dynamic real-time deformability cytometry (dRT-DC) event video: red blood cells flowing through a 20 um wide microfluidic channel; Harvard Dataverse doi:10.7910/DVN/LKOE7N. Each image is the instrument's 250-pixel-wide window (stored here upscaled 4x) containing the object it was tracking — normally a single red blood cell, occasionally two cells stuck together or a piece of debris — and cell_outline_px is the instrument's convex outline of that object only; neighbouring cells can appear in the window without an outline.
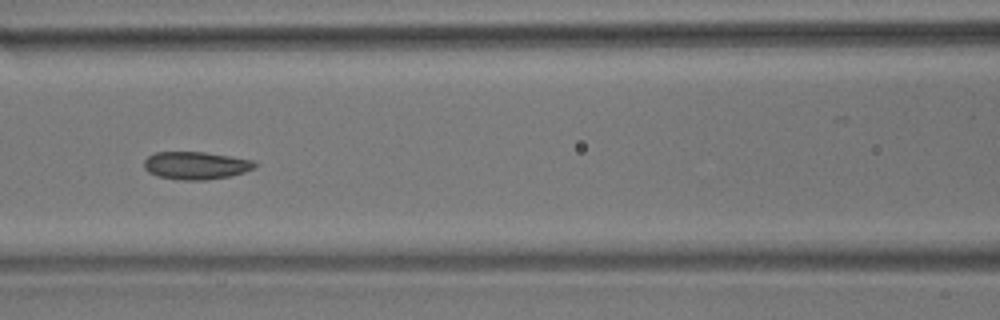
{"species": "common noctule bat (a hibernating species)", "species_latin": "Nyctalus noctula", "temperature_condition": "room temperature", "stored_images_in_passage": 9, "camera_frame_rate_fps": 3000, "um_per_image_px": 0.085, "animal": {"sex": "male", "body_mass_g": 17.9}, "frame": {"image": 1, "passage_image": 6, "time_ms": 1.667, "image_size_px": [1000, 320], "cell_outline_px": [[256, 168], [244, 172], [228, 176], [204, 180], [180, 180], [156, 176], [148, 172], [144, 168], [144, 160], [152, 152], [204, 152], [256, 160]], "centroid_in_image_um": [16.64, 14.06], "position_along_channel_um": 150.0, "area_um2": 18.03}}
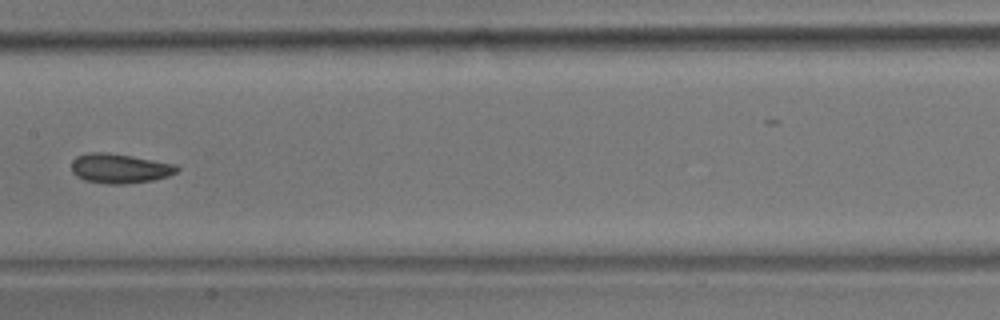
{"frame": {"image": 2, "passage_image": 7, "time_ms": 2.0, "image_size_px": [1000, 320], "cell_outline_px": [[180, 168], [176, 172], [168, 176], [152, 180], [124, 184], [108, 184], [84, 180], [76, 176], [72, 172], [72, 160], [76, 156], [88, 152], [108, 152], [132, 156], [176, 164]], "centroid_in_image_um": [10.15, 14.31], "position_along_channel_um": 197.2, "area_um2": 18.26}}